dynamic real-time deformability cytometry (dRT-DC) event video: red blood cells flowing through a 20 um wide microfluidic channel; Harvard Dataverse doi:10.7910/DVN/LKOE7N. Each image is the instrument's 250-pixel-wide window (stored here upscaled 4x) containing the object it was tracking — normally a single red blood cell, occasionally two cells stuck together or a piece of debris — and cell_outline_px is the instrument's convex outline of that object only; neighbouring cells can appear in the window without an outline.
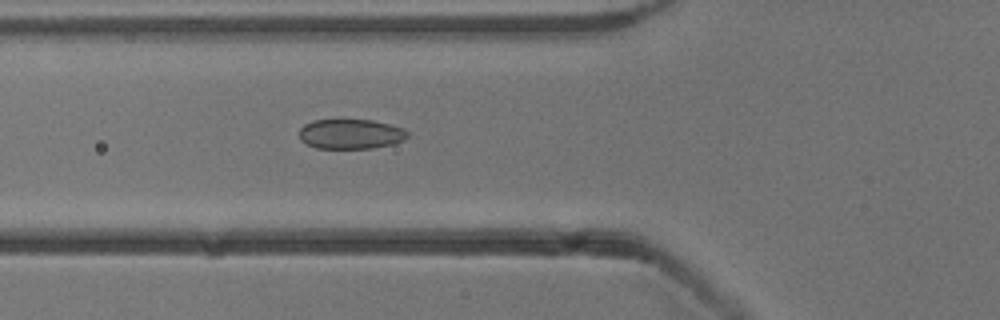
{"species": "common noctule bat (a hibernating species)", "species_latin": "Nyctalus noctula", "temperature_condition": "cold", "stored_images_in_passage": 2, "camera_frame_rate_fps": 3000, "um_per_image_px": 0.085, "animal": {"sex": "male", "body_mass_g": 13.3}, "frame": {"image": 1, "passage_image": 2, "time_ms": 1.0, "image_size_px": [1000, 320], "cell_outline_px": [[408, 136], [404, 140], [392, 144], [372, 148], [316, 148], [300, 140], [300, 128], [304, 124], [312, 120], [372, 120], [404, 128], [408, 132]], "centroid_in_image_um": [29.81, 11.39], "position_along_channel_um": 96.0, "area_um2": 18.79}}